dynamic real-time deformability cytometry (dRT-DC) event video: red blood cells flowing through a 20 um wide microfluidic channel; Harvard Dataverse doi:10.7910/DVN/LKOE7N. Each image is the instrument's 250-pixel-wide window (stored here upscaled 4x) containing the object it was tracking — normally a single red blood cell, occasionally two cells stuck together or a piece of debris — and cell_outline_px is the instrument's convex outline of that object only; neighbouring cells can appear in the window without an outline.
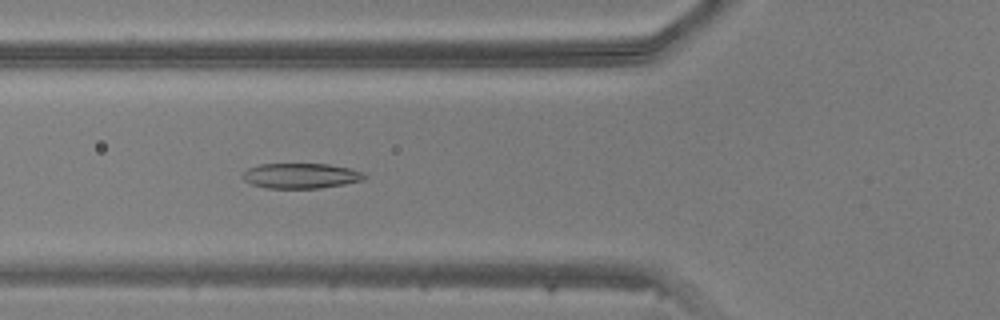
{"species": "common noctule bat (a hibernating species)", "species_latin": "Nyctalus noctula", "temperature_condition": "warm", "stored_images_in_passage": 44, "camera_frame_rate_fps": 3000, "um_per_image_px": 0.085, "animal": {"sex": "male", "body_mass_g": 20.5, "forearm_length_mm": 52.5}, "frame": {"image": 1, "passage_image": 14, "time_ms": 4.333, "image_size_px": [1000, 320], "cell_outline_px": [[368, 176], [364, 180], [344, 184], [320, 188], [268, 188], [252, 184], [244, 180], [244, 172], [248, 168], [260, 164], [328, 164], [348, 168], [364, 172]], "centroid_in_image_um": [25.62, 14.94], "position_along_channel_um": 100.2, "area_um2": 17.8}}
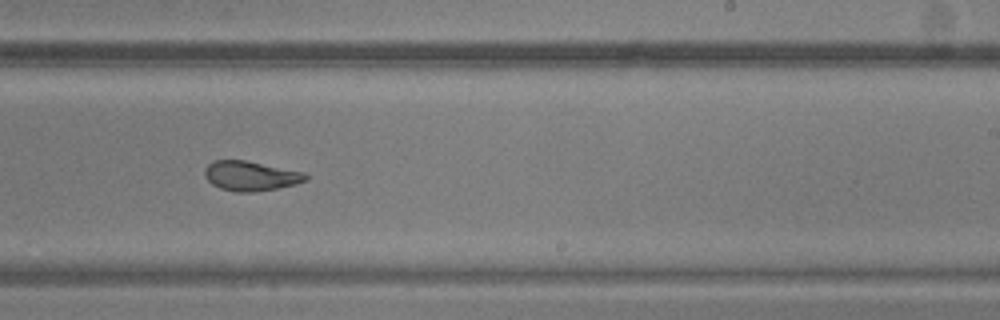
{"frame": {"image": 2, "passage_image": 26, "time_ms": 8.333, "image_size_px": [1000, 320], "cell_outline_px": [[308, 180], [296, 184], [276, 188], [252, 192], [236, 192], [220, 188], [212, 184], [204, 176], [204, 168], [212, 160], [244, 160], [304, 172], [308, 176]], "centroid_in_image_um": [21.28, 14.95], "position_along_channel_um": 267.7, "area_um2": 17.46}}
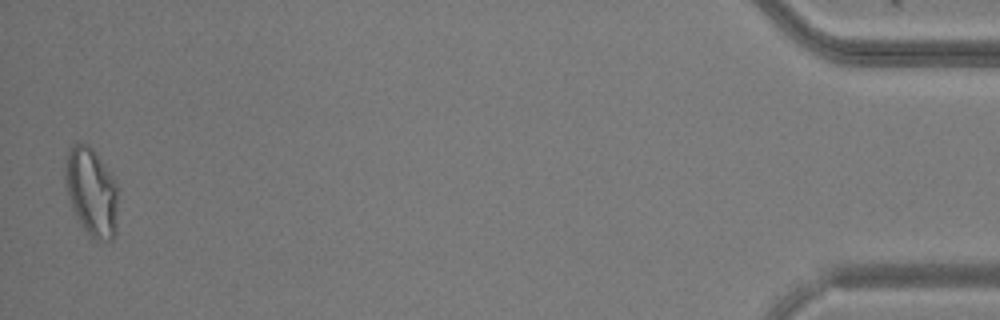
{"frame": {"image": 3, "passage_image": 44, "time_ms": 14.333, "image_size_px": [1000, 320], "cell_outline_px": [[116, 232], [112, 240], [100, 240], [88, 236], [76, 216], [68, 196], [64, 176], [64, 164], [68, 152], [72, 144], [76, 140], [88, 144], [92, 148], [112, 176], [116, 184]], "centroid_in_image_um": [7.74, 16.28], "position_along_channel_um": 427.5, "area_um2": 27.05}}